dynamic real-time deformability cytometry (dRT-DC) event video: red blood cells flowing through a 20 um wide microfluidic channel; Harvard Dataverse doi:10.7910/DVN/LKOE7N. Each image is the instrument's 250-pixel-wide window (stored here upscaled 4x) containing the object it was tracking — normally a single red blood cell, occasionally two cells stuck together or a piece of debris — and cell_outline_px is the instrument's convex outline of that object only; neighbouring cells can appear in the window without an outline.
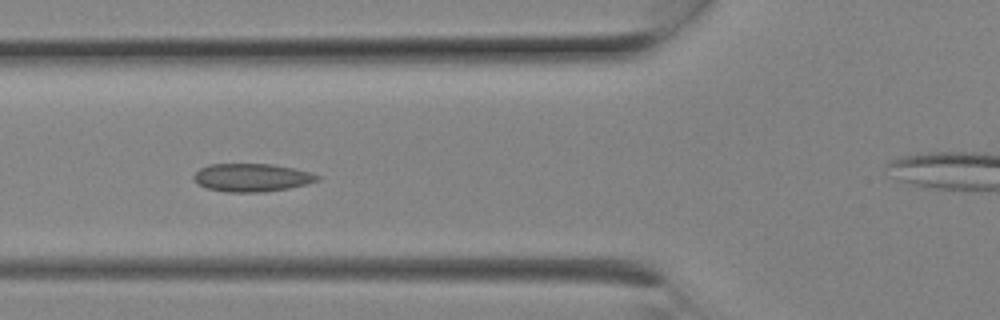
{"species": "Egyptian fruit bat (a non-hibernating species)", "species_latin": "Rousettus aegyptiacus", "temperature_condition": "room temperature", "stored_images_in_passage": 9, "camera_frame_rate_fps": 3000, "um_per_image_px": 0.085, "animal": {"sex": "female"}, "frame": {"image": 1, "passage_image": 8, "time_ms": 2.333, "image_size_px": [1000, 320], "cell_outline_px": [[320, 180], [288, 188], [260, 192], [228, 192], [204, 188], [192, 176], [200, 168], [208, 164], [272, 164], [312, 172], [320, 176]], "centroid_in_image_um": [21.4, 15.09], "position_along_channel_um": 104.4, "area_um2": 20.11}}
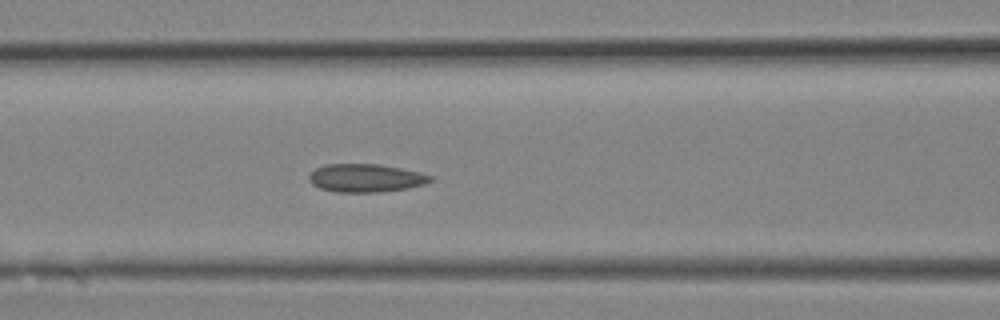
{"frame": {"image": 2, "passage_image": 9, "time_ms": 2.667, "image_size_px": [1000, 320], "cell_outline_px": [[432, 180], [424, 184], [408, 188], [384, 192], [336, 192], [320, 188], [312, 184], [308, 180], [308, 176], [316, 168], [324, 164], [380, 164], [420, 172], [432, 176]], "centroid_in_image_um": [31.07, 15.13], "position_along_channel_um": 135.5, "area_um2": 20.0}}